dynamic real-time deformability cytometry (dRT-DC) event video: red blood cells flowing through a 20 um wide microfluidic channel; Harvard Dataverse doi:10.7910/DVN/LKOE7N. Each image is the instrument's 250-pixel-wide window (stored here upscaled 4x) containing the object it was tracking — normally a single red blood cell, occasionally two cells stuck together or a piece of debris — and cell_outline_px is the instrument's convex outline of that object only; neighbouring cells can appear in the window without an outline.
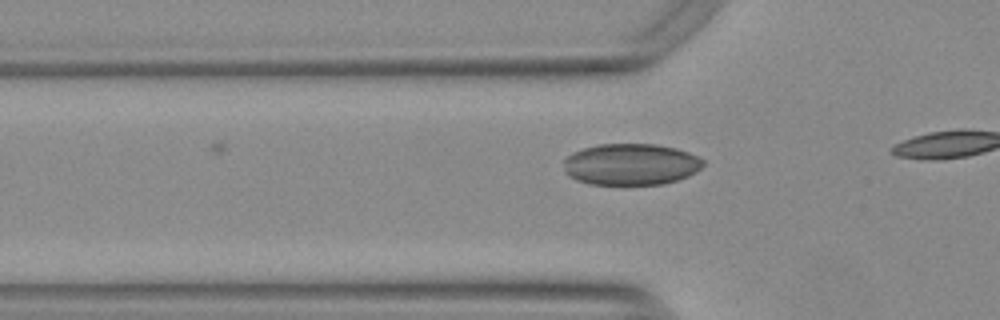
{"species": "Egyptian fruit bat (a non-hibernating species)", "species_latin": "Rousettus aegyptiacus", "temperature_condition": "warm", "stored_images_in_passage": 15, "camera_frame_rate_fps": 3000, "um_per_image_px": 0.085, "animal": {"sex": "female"}, "frame": {"image": 1, "passage_image": 15, "time_ms": 4.667, "image_size_px": [1000, 320], "cell_outline_px": [[704, 164], [696, 172], [688, 176], [664, 184], [588, 184], [576, 180], [568, 176], [564, 172], [564, 160], [572, 152], [584, 148], [600, 144], [656, 144], [676, 148], [688, 152], [704, 160]], "centroid_in_image_um": [53.61, 13.97], "position_along_channel_um": 72.2, "area_um2": 33.81}}